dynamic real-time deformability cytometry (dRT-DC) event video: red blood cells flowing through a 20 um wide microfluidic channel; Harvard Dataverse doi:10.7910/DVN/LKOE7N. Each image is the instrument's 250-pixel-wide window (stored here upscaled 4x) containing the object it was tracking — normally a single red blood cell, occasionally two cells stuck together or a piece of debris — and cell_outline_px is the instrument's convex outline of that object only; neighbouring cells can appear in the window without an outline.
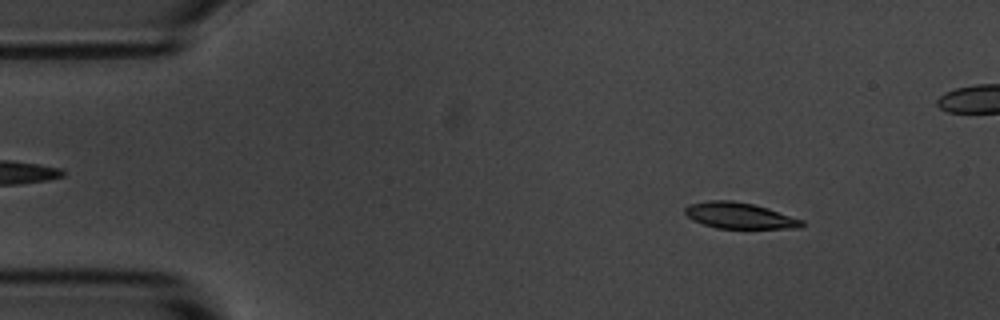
{"species": "common noctule bat (a hibernating species)", "species_latin": "Nyctalus noctula", "temperature_condition": "room temperature", "stored_images_in_passage": 55, "camera_frame_rate_fps": 3000, "um_per_image_px": 0.085, "animal": {"sex": "male", "body_mass_g": 20.1, "forearm_length_mm": 53.5}, "frame": {"image": 1, "passage_image": 6, "time_ms": 1.667, "image_size_px": [1000, 320], "cell_outline_px": [[804, 224], [800, 228], [716, 228], [692, 220], [684, 212], [684, 208], [692, 204], [708, 200], [732, 200], [752, 204], [768, 208], [804, 220]], "centroid_in_image_um": [62.87, 18.32], "position_along_channel_um": 22.1, "area_um2": 17.63}}
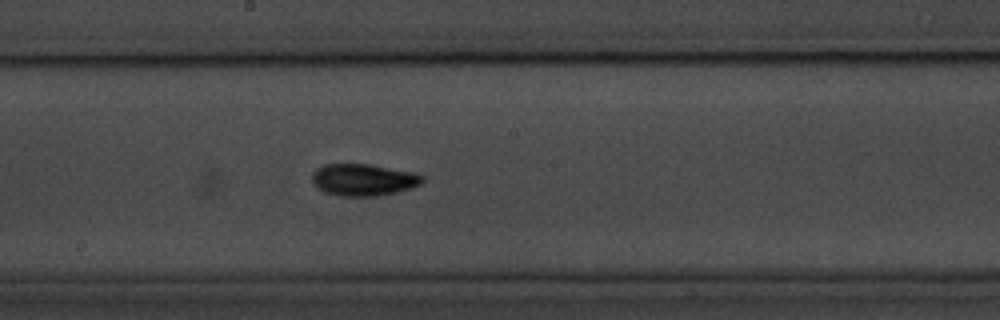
{"frame": {"image": 2, "passage_image": 28, "time_ms": 9.0, "image_size_px": [1000, 320], "cell_outline_px": [[424, 180], [420, 184], [412, 188], [396, 192], [376, 196], [340, 196], [324, 192], [316, 188], [312, 180], [312, 172], [316, 168], [324, 164], [368, 164], [412, 172], [424, 176]], "centroid_in_image_um": [30.85, 15.28], "position_along_channel_um": 217.3, "area_um2": 20.58}}
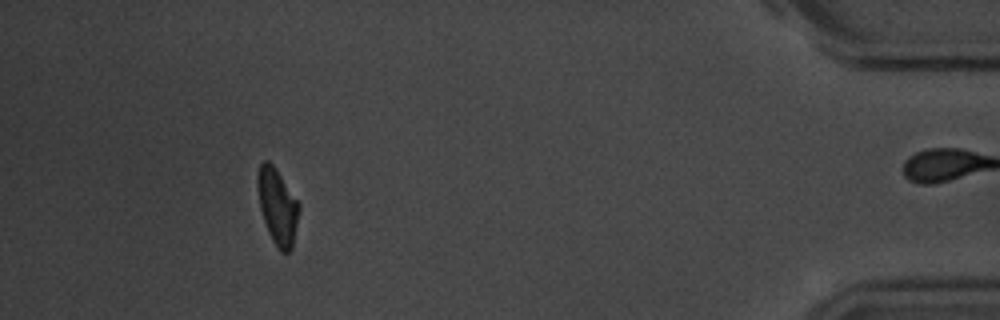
{"frame": {"image": 3, "passage_image": 49, "time_ms": 16.0, "image_size_px": [1000, 320], "cell_outline_px": [[300, 208], [292, 248], [288, 252], [280, 252], [276, 248], [268, 232], [260, 208], [256, 184], [256, 176], [260, 164], [264, 160], [268, 160], [272, 164], [300, 204]], "centroid_in_image_um": [23.57, 17.56], "position_along_channel_um": 411.6, "area_um2": 18.32}, "authors_computed_cell_mechanics": {"area_um2": 18.6694, "velocity_mm_per_s": 3.6453, "shape_relaxation_time_tau1_ms": 2.5846, "shape_relaxation_time_tau2_ms": 2.4833, "deformation_change_tau1": 0.1352, "deformation_change_tau2": 0.0701}}